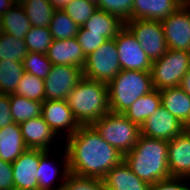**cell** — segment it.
Returning a JSON list of instances; mask_svg holds the SVG:
<instances>
[{"label":"cell","instance_id":"29","mask_svg":"<svg viewBox=\"0 0 190 190\" xmlns=\"http://www.w3.org/2000/svg\"><path fill=\"white\" fill-rule=\"evenodd\" d=\"M48 28L55 40L74 38L80 29L62 9L55 10Z\"/></svg>","mask_w":190,"mask_h":190},{"label":"cell","instance_id":"2","mask_svg":"<svg viewBox=\"0 0 190 190\" xmlns=\"http://www.w3.org/2000/svg\"><path fill=\"white\" fill-rule=\"evenodd\" d=\"M132 172L148 184L170 178L168 141L140 135L137 144L124 156Z\"/></svg>","mask_w":190,"mask_h":190},{"label":"cell","instance_id":"32","mask_svg":"<svg viewBox=\"0 0 190 190\" xmlns=\"http://www.w3.org/2000/svg\"><path fill=\"white\" fill-rule=\"evenodd\" d=\"M28 52L47 54L53 38L48 27L32 26L24 38Z\"/></svg>","mask_w":190,"mask_h":190},{"label":"cell","instance_id":"12","mask_svg":"<svg viewBox=\"0 0 190 190\" xmlns=\"http://www.w3.org/2000/svg\"><path fill=\"white\" fill-rule=\"evenodd\" d=\"M186 128L163 105L140 126L141 135L165 141H170Z\"/></svg>","mask_w":190,"mask_h":190},{"label":"cell","instance_id":"18","mask_svg":"<svg viewBox=\"0 0 190 190\" xmlns=\"http://www.w3.org/2000/svg\"><path fill=\"white\" fill-rule=\"evenodd\" d=\"M183 4L181 0H133V19L161 22Z\"/></svg>","mask_w":190,"mask_h":190},{"label":"cell","instance_id":"22","mask_svg":"<svg viewBox=\"0 0 190 190\" xmlns=\"http://www.w3.org/2000/svg\"><path fill=\"white\" fill-rule=\"evenodd\" d=\"M161 106V94L157 89L139 97L126 111L122 114L131 122L141 126L145 120L151 116Z\"/></svg>","mask_w":190,"mask_h":190},{"label":"cell","instance_id":"8","mask_svg":"<svg viewBox=\"0 0 190 190\" xmlns=\"http://www.w3.org/2000/svg\"><path fill=\"white\" fill-rule=\"evenodd\" d=\"M125 26L135 36L151 61L159 59L167 52L168 47L160 21L130 19Z\"/></svg>","mask_w":190,"mask_h":190},{"label":"cell","instance_id":"46","mask_svg":"<svg viewBox=\"0 0 190 190\" xmlns=\"http://www.w3.org/2000/svg\"><path fill=\"white\" fill-rule=\"evenodd\" d=\"M183 3H188L190 4V0H181Z\"/></svg>","mask_w":190,"mask_h":190},{"label":"cell","instance_id":"15","mask_svg":"<svg viewBox=\"0 0 190 190\" xmlns=\"http://www.w3.org/2000/svg\"><path fill=\"white\" fill-rule=\"evenodd\" d=\"M168 168L171 177L190 178V129L168 141Z\"/></svg>","mask_w":190,"mask_h":190},{"label":"cell","instance_id":"23","mask_svg":"<svg viewBox=\"0 0 190 190\" xmlns=\"http://www.w3.org/2000/svg\"><path fill=\"white\" fill-rule=\"evenodd\" d=\"M31 27V22L20 5H14L0 17V31L16 39H24Z\"/></svg>","mask_w":190,"mask_h":190},{"label":"cell","instance_id":"35","mask_svg":"<svg viewBox=\"0 0 190 190\" xmlns=\"http://www.w3.org/2000/svg\"><path fill=\"white\" fill-rule=\"evenodd\" d=\"M97 8L126 23L133 19V0H98Z\"/></svg>","mask_w":190,"mask_h":190},{"label":"cell","instance_id":"36","mask_svg":"<svg viewBox=\"0 0 190 190\" xmlns=\"http://www.w3.org/2000/svg\"><path fill=\"white\" fill-rule=\"evenodd\" d=\"M63 190H107L103 180L97 178L79 177L68 174Z\"/></svg>","mask_w":190,"mask_h":190},{"label":"cell","instance_id":"21","mask_svg":"<svg viewBox=\"0 0 190 190\" xmlns=\"http://www.w3.org/2000/svg\"><path fill=\"white\" fill-rule=\"evenodd\" d=\"M27 149L19 124L14 122L0 129V159L13 163Z\"/></svg>","mask_w":190,"mask_h":190},{"label":"cell","instance_id":"24","mask_svg":"<svg viewBox=\"0 0 190 190\" xmlns=\"http://www.w3.org/2000/svg\"><path fill=\"white\" fill-rule=\"evenodd\" d=\"M124 26L118 17L98 8L83 25L89 32L101 33L107 39L115 38Z\"/></svg>","mask_w":190,"mask_h":190},{"label":"cell","instance_id":"44","mask_svg":"<svg viewBox=\"0 0 190 190\" xmlns=\"http://www.w3.org/2000/svg\"><path fill=\"white\" fill-rule=\"evenodd\" d=\"M14 5H20L22 6L24 3H26L27 0H12Z\"/></svg>","mask_w":190,"mask_h":190},{"label":"cell","instance_id":"42","mask_svg":"<svg viewBox=\"0 0 190 190\" xmlns=\"http://www.w3.org/2000/svg\"><path fill=\"white\" fill-rule=\"evenodd\" d=\"M14 6L12 0H0V17Z\"/></svg>","mask_w":190,"mask_h":190},{"label":"cell","instance_id":"26","mask_svg":"<svg viewBox=\"0 0 190 190\" xmlns=\"http://www.w3.org/2000/svg\"><path fill=\"white\" fill-rule=\"evenodd\" d=\"M10 110L13 121L20 124L31 118L41 116L43 102H37L28 98L9 94Z\"/></svg>","mask_w":190,"mask_h":190},{"label":"cell","instance_id":"7","mask_svg":"<svg viewBox=\"0 0 190 190\" xmlns=\"http://www.w3.org/2000/svg\"><path fill=\"white\" fill-rule=\"evenodd\" d=\"M83 75L88 79L109 83L121 71L115 39L106 40L86 56Z\"/></svg>","mask_w":190,"mask_h":190},{"label":"cell","instance_id":"41","mask_svg":"<svg viewBox=\"0 0 190 190\" xmlns=\"http://www.w3.org/2000/svg\"><path fill=\"white\" fill-rule=\"evenodd\" d=\"M180 87L190 96V69L183 77Z\"/></svg>","mask_w":190,"mask_h":190},{"label":"cell","instance_id":"16","mask_svg":"<svg viewBox=\"0 0 190 190\" xmlns=\"http://www.w3.org/2000/svg\"><path fill=\"white\" fill-rule=\"evenodd\" d=\"M46 55L53 65L83 68L86 61V56L76 37L62 40L53 39Z\"/></svg>","mask_w":190,"mask_h":190},{"label":"cell","instance_id":"4","mask_svg":"<svg viewBox=\"0 0 190 190\" xmlns=\"http://www.w3.org/2000/svg\"><path fill=\"white\" fill-rule=\"evenodd\" d=\"M153 89L150 72L121 70L108 83L110 112L123 113L139 97L149 93Z\"/></svg>","mask_w":190,"mask_h":190},{"label":"cell","instance_id":"40","mask_svg":"<svg viewBox=\"0 0 190 190\" xmlns=\"http://www.w3.org/2000/svg\"><path fill=\"white\" fill-rule=\"evenodd\" d=\"M10 109L9 95L0 94V129L14 123Z\"/></svg>","mask_w":190,"mask_h":190},{"label":"cell","instance_id":"14","mask_svg":"<svg viewBox=\"0 0 190 190\" xmlns=\"http://www.w3.org/2000/svg\"><path fill=\"white\" fill-rule=\"evenodd\" d=\"M41 117L58 135V131L67 128L68 137L81 126L76 120L67 100H45L42 104Z\"/></svg>","mask_w":190,"mask_h":190},{"label":"cell","instance_id":"34","mask_svg":"<svg viewBox=\"0 0 190 190\" xmlns=\"http://www.w3.org/2000/svg\"><path fill=\"white\" fill-rule=\"evenodd\" d=\"M71 20L82 27L97 10V5L87 0H73L62 9Z\"/></svg>","mask_w":190,"mask_h":190},{"label":"cell","instance_id":"3","mask_svg":"<svg viewBox=\"0 0 190 190\" xmlns=\"http://www.w3.org/2000/svg\"><path fill=\"white\" fill-rule=\"evenodd\" d=\"M80 125H92L110 112L108 84L83 77L66 99Z\"/></svg>","mask_w":190,"mask_h":190},{"label":"cell","instance_id":"17","mask_svg":"<svg viewBox=\"0 0 190 190\" xmlns=\"http://www.w3.org/2000/svg\"><path fill=\"white\" fill-rule=\"evenodd\" d=\"M21 134L29 149L49 151L55 132L41 116L31 118L19 124ZM51 142V143H50Z\"/></svg>","mask_w":190,"mask_h":190},{"label":"cell","instance_id":"39","mask_svg":"<svg viewBox=\"0 0 190 190\" xmlns=\"http://www.w3.org/2000/svg\"><path fill=\"white\" fill-rule=\"evenodd\" d=\"M0 190H14L12 163L0 159Z\"/></svg>","mask_w":190,"mask_h":190},{"label":"cell","instance_id":"9","mask_svg":"<svg viewBox=\"0 0 190 190\" xmlns=\"http://www.w3.org/2000/svg\"><path fill=\"white\" fill-rule=\"evenodd\" d=\"M121 70L150 72L152 61L142 49L132 32L124 26L114 38Z\"/></svg>","mask_w":190,"mask_h":190},{"label":"cell","instance_id":"28","mask_svg":"<svg viewBox=\"0 0 190 190\" xmlns=\"http://www.w3.org/2000/svg\"><path fill=\"white\" fill-rule=\"evenodd\" d=\"M24 73L22 62L0 60V94H13Z\"/></svg>","mask_w":190,"mask_h":190},{"label":"cell","instance_id":"30","mask_svg":"<svg viewBox=\"0 0 190 190\" xmlns=\"http://www.w3.org/2000/svg\"><path fill=\"white\" fill-rule=\"evenodd\" d=\"M27 53L24 39H16L0 31V60L22 62Z\"/></svg>","mask_w":190,"mask_h":190},{"label":"cell","instance_id":"37","mask_svg":"<svg viewBox=\"0 0 190 190\" xmlns=\"http://www.w3.org/2000/svg\"><path fill=\"white\" fill-rule=\"evenodd\" d=\"M76 38L85 56L93 53L108 40L106 37H103L101 33L89 32V30L85 29L83 26L80 27Z\"/></svg>","mask_w":190,"mask_h":190},{"label":"cell","instance_id":"38","mask_svg":"<svg viewBox=\"0 0 190 190\" xmlns=\"http://www.w3.org/2000/svg\"><path fill=\"white\" fill-rule=\"evenodd\" d=\"M185 180H188V178L170 177L151 184L149 190H190V187L183 183Z\"/></svg>","mask_w":190,"mask_h":190},{"label":"cell","instance_id":"13","mask_svg":"<svg viewBox=\"0 0 190 190\" xmlns=\"http://www.w3.org/2000/svg\"><path fill=\"white\" fill-rule=\"evenodd\" d=\"M40 150L27 149L13 163L14 190H39L36 177Z\"/></svg>","mask_w":190,"mask_h":190},{"label":"cell","instance_id":"27","mask_svg":"<svg viewBox=\"0 0 190 190\" xmlns=\"http://www.w3.org/2000/svg\"><path fill=\"white\" fill-rule=\"evenodd\" d=\"M26 16L34 27H49L55 8L48 0H27L22 5Z\"/></svg>","mask_w":190,"mask_h":190},{"label":"cell","instance_id":"43","mask_svg":"<svg viewBox=\"0 0 190 190\" xmlns=\"http://www.w3.org/2000/svg\"><path fill=\"white\" fill-rule=\"evenodd\" d=\"M55 9H63L64 6L73 0H48Z\"/></svg>","mask_w":190,"mask_h":190},{"label":"cell","instance_id":"11","mask_svg":"<svg viewBox=\"0 0 190 190\" xmlns=\"http://www.w3.org/2000/svg\"><path fill=\"white\" fill-rule=\"evenodd\" d=\"M161 25L169 49L190 52V4L184 3Z\"/></svg>","mask_w":190,"mask_h":190},{"label":"cell","instance_id":"25","mask_svg":"<svg viewBox=\"0 0 190 190\" xmlns=\"http://www.w3.org/2000/svg\"><path fill=\"white\" fill-rule=\"evenodd\" d=\"M65 153V162L63 163L64 170L62 174V178H64V181L57 189H52L51 183L53 182L54 177H57L58 169L56 167L54 168V166H51L52 164L48 162V151L40 150V163L36 174V177L38 179L39 190H63L65 179L69 174L68 155L66 151Z\"/></svg>","mask_w":190,"mask_h":190},{"label":"cell","instance_id":"45","mask_svg":"<svg viewBox=\"0 0 190 190\" xmlns=\"http://www.w3.org/2000/svg\"><path fill=\"white\" fill-rule=\"evenodd\" d=\"M87 1H90V2H92V3H94V4H96V5H97V3H98V0H87Z\"/></svg>","mask_w":190,"mask_h":190},{"label":"cell","instance_id":"20","mask_svg":"<svg viewBox=\"0 0 190 190\" xmlns=\"http://www.w3.org/2000/svg\"><path fill=\"white\" fill-rule=\"evenodd\" d=\"M161 105L190 129V96L181 87L159 90Z\"/></svg>","mask_w":190,"mask_h":190},{"label":"cell","instance_id":"19","mask_svg":"<svg viewBox=\"0 0 190 190\" xmlns=\"http://www.w3.org/2000/svg\"><path fill=\"white\" fill-rule=\"evenodd\" d=\"M107 190H149L150 184L138 178L123 160L102 179Z\"/></svg>","mask_w":190,"mask_h":190},{"label":"cell","instance_id":"10","mask_svg":"<svg viewBox=\"0 0 190 190\" xmlns=\"http://www.w3.org/2000/svg\"><path fill=\"white\" fill-rule=\"evenodd\" d=\"M83 77L80 67L53 65L44 79L45 100H66Z\"/></svg>","mask_w":190,"mask_h":190},{"label":"cell","instance_id":"5","mask_svg":"<svg viewBox=\"0 0 190 190\" xmlns=\"http://www.w3.org/2000/svg\"><path fill=\"white\" fill-rule=\"evenodd\" d=\"M92 126L99 135L124 156L137 144L141 135L140 126L131 122L122 113L109 112Z\"/></svg>","mask_w":190,"mask_h":190},{"label":"cell","instance_id":"33","mask_svg":"<svg viewBox=\"0 0 190 190\" xmlns=\"http://www.w3.org/2000/svg\"><path fill=\"white\" fill-rule=\"evenodd\" d=\"M22 63L25 72L43 80L50 73L53 66L46 54L38 52H28Z\"/></svg>","mask_w":190,"mask_h":190},{"label":"cell","instance_id":"1","mask_svg":"<svg viewBox=\"0 0 190 190\" xmlns=\"http://www.w3.org/2000/svg\"><path fill=\"white\" fill-rule=\"evenodd\" d=\"M67 139L65 148L70 174L103 179L124 160V155L108 144L92 125H81Z\"/></svg>","mask_w":190,"mask_h":190},{"label":"cell","instance_id":"6","mask_svg":"<svg viewBox=\"0 0 190 190\" xmlns=\"http://www.w3.org/2000/svg\"><path fill=\"white\" fill-rule=\"evenodd\" d=\"M190 69V52L172 50L152 61L151 79L157 90L180 87L181 81Z\"/></svg>","mask_w":190,"mask_h":190},{"label":"cell","instance_id":"31","mask_svg":"<svg viewBox=\"0 0 190 190\" xmlns=\"http://www.w3.org/2000/svg\"><path fill=\"white\" fill-rule=\"evenodd\" d=\"M37 102L45 101L44 80L25 72L13 93Z\"/></svg>","mask_w":190,"mask_h":190}]
</instances>
